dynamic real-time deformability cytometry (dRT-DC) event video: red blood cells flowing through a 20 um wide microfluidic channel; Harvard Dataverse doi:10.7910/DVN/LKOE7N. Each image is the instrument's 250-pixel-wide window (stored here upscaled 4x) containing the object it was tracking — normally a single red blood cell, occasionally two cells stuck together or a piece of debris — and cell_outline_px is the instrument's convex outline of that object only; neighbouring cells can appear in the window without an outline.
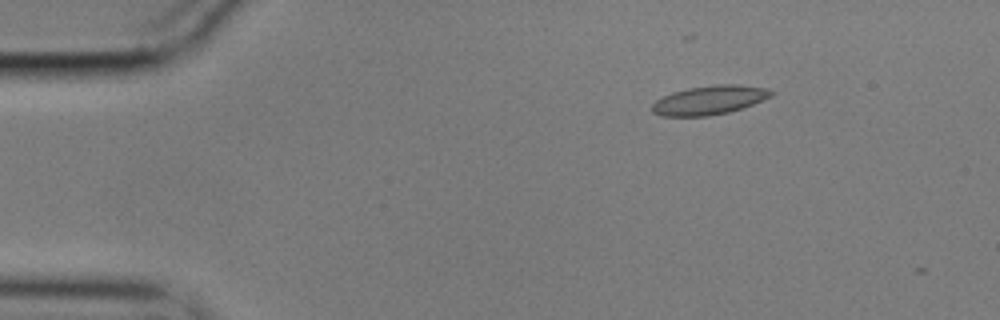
{"species": "common noctule bat (a hibernating species)", "species_latin": "Nyctalus noctula", "temperature_condition": "cold", "stored_images_in_passage": 4, "camera_frame_rate_fps": 3000, "um_per_image_px": 0.085, "animal": {"sex": "male", "body_mass_g": 17.9}, "frame": {"image": 1, "passage_image": 2, "time_ms": 0.333, "image_size_px": [1000, 320], "cell_outline_px": [[776, 92], [772, 96], [752, 104], [728, 112], [708, 116], [660, 116], [652, 112], [652, 104], [656, 100], [672, 92], [688, 88], [716, 84], [736, 84], [768, 88]], "centroid_in_image_um": [60.3, 8.5], "position_along_channel_um": 24.7, "area_um2": 20.11}}